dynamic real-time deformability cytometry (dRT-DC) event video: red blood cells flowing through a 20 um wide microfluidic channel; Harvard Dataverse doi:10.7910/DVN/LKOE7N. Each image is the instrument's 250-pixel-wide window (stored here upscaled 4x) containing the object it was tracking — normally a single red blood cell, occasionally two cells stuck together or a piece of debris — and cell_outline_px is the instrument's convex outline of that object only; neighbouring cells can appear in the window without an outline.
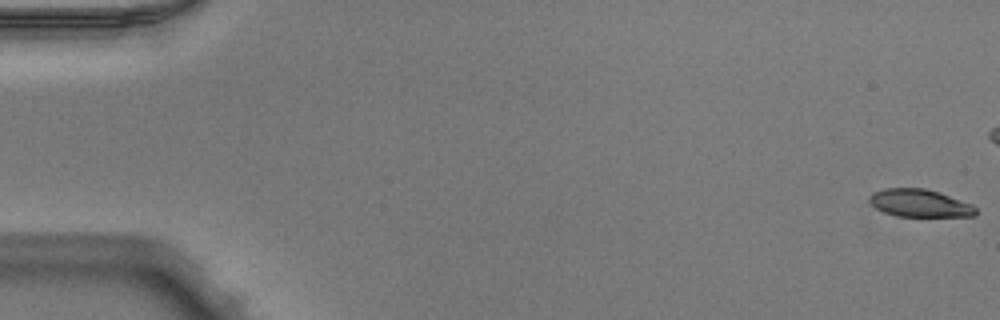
{"species": "Egyptian fruit bat (a non-hibernating species)", "species_latin": "Rousettus aegyptiacus", "temperature_condition": "warm", "stored_images_in_passage": 44, "camera_frame_rate_fps": 3000, "um_per_image_px": 0.085, "animal": {"sex": "male"}, "frame": {"image": 1, "passage_image": 1, "time_ms": 0.0, "image_size_px": [1000, 320], "cell_outline_px": [[976, 216], [896, 216], [884, 212], [876, 208], [868, 200], [868, 196], [872, 192], [884, 188], [924, 188], [972, 204], [976, 208]], "centroid_in_image_um": [78.13, 17.27], "position_along_channel_um": 6.9, "area_um2": 16.99}}
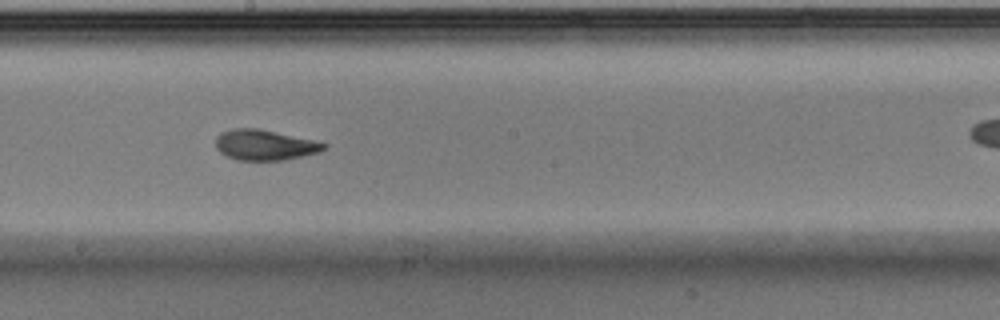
{"frame": {"image": 2, "passage_image": 29, "time_ms": 9.333, "image_size_px": [1000, 320], "cell_outline_px": [[328, 144], [320, 152], [284, 160], [236, 160], [220, 152], [216, 148], [216, 136], [232, 128], [256, 128], [312, 140]], "centroid_in_image_um": [22.48, 12.33], "position_along_channel_um": 225.7, "area_um2": 18.9}}
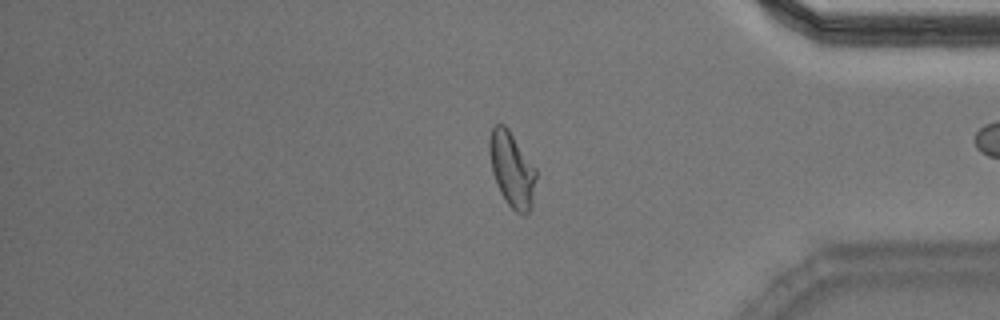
{"frame": {"image": 3, "passage_image": 43, "time_ms": 14.0, "image_size_px": [1000, 320], "cell_outline_px": [[536, 176], [532, 204], [528, 212], [524, 216], [516, 212], [508, 204], [500, 192], [492, 172], [488, 148], [488, 144], [492, 128], [496, 124], [504, 124], [508, 128], [536, 168]], "centroid_in_image_um": [43.5, 14.4], "position_along_channel_um": 391.7, "area_um2": 20.35}}